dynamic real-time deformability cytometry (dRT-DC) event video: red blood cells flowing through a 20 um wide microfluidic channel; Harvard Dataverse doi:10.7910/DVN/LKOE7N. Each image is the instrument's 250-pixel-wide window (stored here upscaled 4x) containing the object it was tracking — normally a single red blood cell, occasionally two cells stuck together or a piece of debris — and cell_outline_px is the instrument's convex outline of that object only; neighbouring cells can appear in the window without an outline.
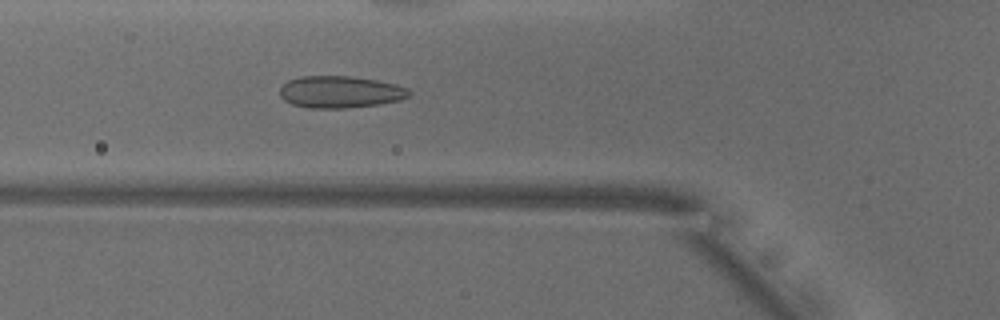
{"species": "common noctule bat (a hibernating species)", "species_latin": "Nyctalus noctula", "temperature_condition": "warm", "stored_images_in_passage": 49, "camera_frame_rate_fps": 3000, "um_per_image_px": 0.085, "animal": {"sex": "male", "body_mass_g": 18.8}, "frame": {"image": 1, "passage_image": 16, "time_ms": 5.0, "image_size_px": [1000, 320], "cell_outline_px": [[412, 92], [408, 96], [400, 100], [376, 104], [348, 108], [308, 108], [292, 104], [284, 100], [280, 96], [280, 88], [288, 80], [300, 76], [348, 76], [376, 80], [396, 84], [408, 88]], "centroid_in_image_um": [28.9, 7.81], "position_along_channel_um": 96.9, "area_um2": 24.04}}
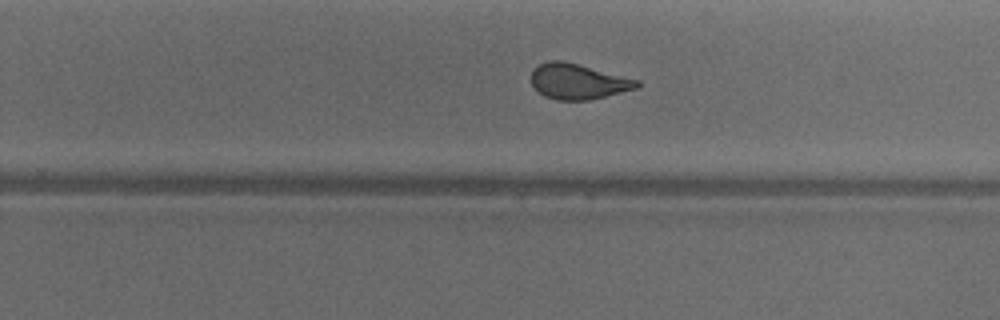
{"frame": {"image": 2, "passage_image": 30, "time_ms": 9.667, "image_size_px": [1000, 320], "cell_outline_px": [[640, 88], [588, 100], [556, 100], [544, 96], [532, 84], [532, 68], [548, 60], [564, 60], [640, 80]], "centroid_in_image_um": [49.16, 6.91], "position_along_channel_um": 280.6, "area_um2": 21.96}}
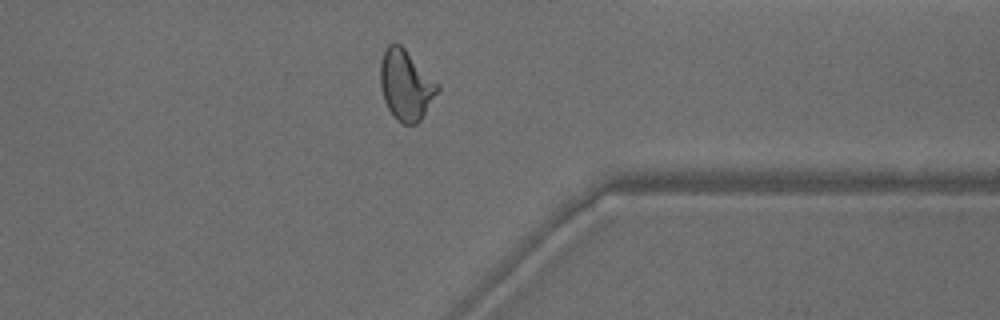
{"frame": {"image": 3, "passage_image": 38, "time_ms": 12.333, "image_size_px": [1000, 320], "cell_outline_px": [[440, 88], [420, 120], [416, 124], [404, 124], [396, 120], [388, 108], [384, 100], [380, 84], [380, 64], [384, 48], [388, 44], [400, 44], [440, 84]], "centroid_in_image_um": [34.49, 7.22], "position_along_channel_um": 376.9, "area_um2": 23.35}, "authors_computed_cell_mechanics": {"area_um2": 23.7558, "velocity_mm_per_s": 3.9339, "shape_relaxation_time_tau1_ms": 8.8997, "shape_relaxation_time_tau2_ms": 0.809, "deformation_change_tau1": 0.1974, "deformation_change_tau2": 0.0789}}